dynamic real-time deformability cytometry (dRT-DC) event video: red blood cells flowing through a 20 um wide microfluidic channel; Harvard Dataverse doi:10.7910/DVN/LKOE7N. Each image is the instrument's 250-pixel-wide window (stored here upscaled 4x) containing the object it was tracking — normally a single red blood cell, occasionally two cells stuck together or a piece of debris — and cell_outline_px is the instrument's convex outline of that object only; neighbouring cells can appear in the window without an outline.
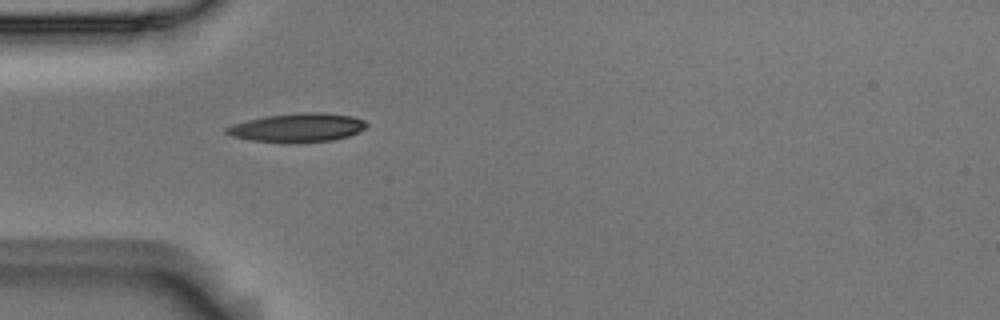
{"species": "Egyptian fruit bat (a non-hibernating species)", "species_latin": "Rousettus aegyptiacus", "temperature_condition": "room temperature", "stored_images_in_passage": 4, "camera_frame_rate_fps": 3000, "um_per_image_px": 0.085, "animal": {"sex": "male"}, "frame": {"image": 1, "passage_image": 3, "time_ms": 0.667, "image_size_px": [1000, 320], "cell_outline_px": [[368, 124], [360, 132], [348, 136], [332, 140], [252, 140], [232, 136], [224, 132], [224, 128], [232, 124], [264, 116], [300, 112], [324, 112], [352, 116], [364, 120]], "centroid_in_image_um": [25.31, 10.79], "position_along_channel_um": 59.7, "area_um2": 22.66}}
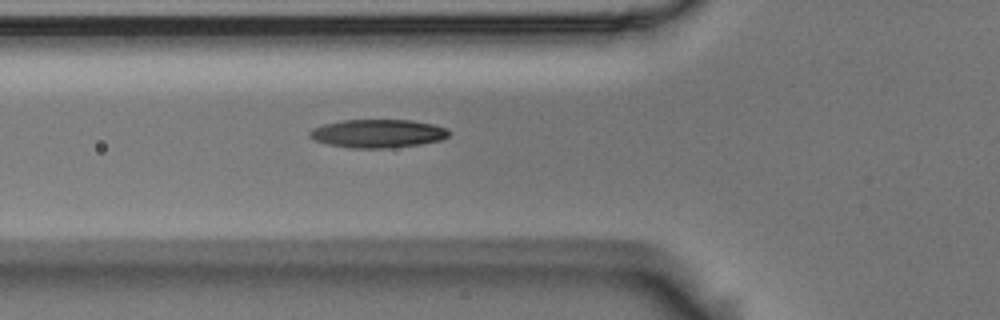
{"frame": {"image": 2, "passage_image": 4, "time_ms": 1.0, "image_size_px": [1000, 320], "cell_outline_px": [[452, 132], [448, 136], [440, 140], [420, 144], [388, 148], [352, 148], [328, 144], [316, 140], [308, 136], [308, 132], [312, 128], [324, 124], [340, 120], [412, 120], [432, 124], [448, 128]], "centroid_in_image_um": [32.12, 11.34], "position_along_channel_um": 93.7, "area_um2": 23.06}}